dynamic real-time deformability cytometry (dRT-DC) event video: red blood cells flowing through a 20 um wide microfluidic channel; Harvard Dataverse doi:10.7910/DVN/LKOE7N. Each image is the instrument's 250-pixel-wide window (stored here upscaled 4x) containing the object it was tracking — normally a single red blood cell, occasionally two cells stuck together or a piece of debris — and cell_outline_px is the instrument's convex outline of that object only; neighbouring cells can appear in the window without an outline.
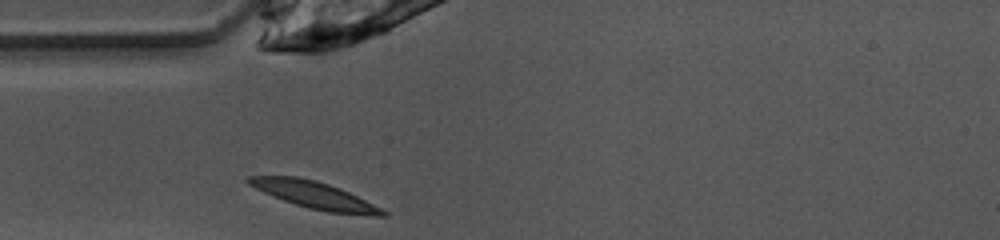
{"species": "common noctule bat (a hibernating species)", "species_latin": "Nyctalus noctula", "temperature_condition": "warm", "stored_images_in_passage": 26, "camera_frame_rate_fps": 3000, "um_per_image_px": 0.085, "animal": {"sex": "female", "body_mass_g": 10.0, "forearm_length_mm": 53.1}, "frame": {"image": 1, "passage_image": 1, "time_ms": 0.0, "image_size_px": [1000, 240], "cell_outline_px": [[388, 216], [376, 216], [328, 212], [308, 208], [284, 200], [264, 192], [248, 184], [244, 180], [248, 176], [296, 176], [316, 180], [340, 188], [388, 212]], "centroid_in_image_um": [26.72, 16.58], "position_along_channel_um": 58.3, "area_um2": 20.81}}
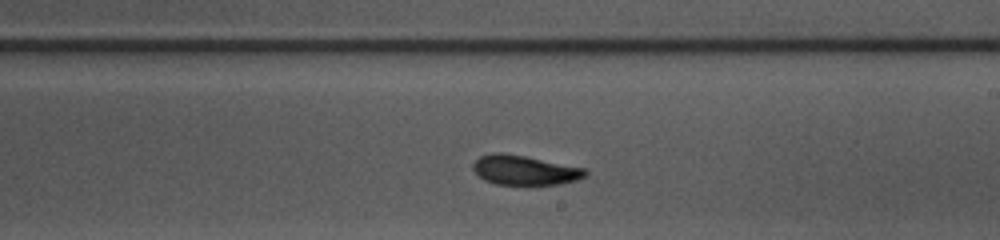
{"frame": {"image": 2, "passage_image": 15, "time_ms": 4.667, "image_size_px": [1000, 240], "cell_outline_px": [[588, 176], [576, 180], [560, 184], [496, 184], [484, 180], [472, 168], [472, 164], [480, 156], [496, 152], [500, 152], [524, 156], [584, 168], [588, 172]], "centroid_in_image_um": [44.6, 14.46], "position_along_channel_um": 244.4, "area_um2": 19.13}}
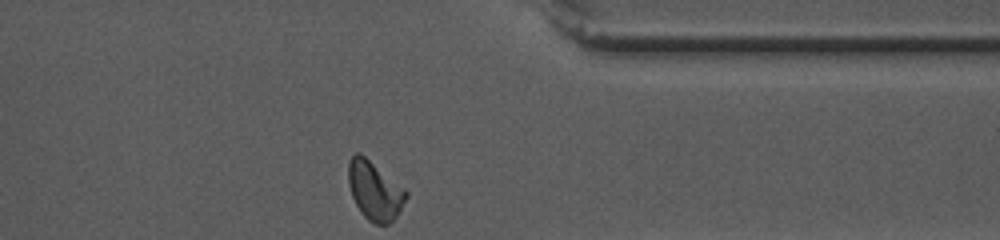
{"frame": {"image": 3, "passage_image": 26, "time_ms": 8.333, "image_size_px": [1000, 240], "cell_outline_px": [[408, 196], [400, 212], [388, 224], [376, 224], [368, 220], [360, 212], [352, 196], [348, 184], [348, 164], [352, 156], [356, 152], [360, 152], [404, 188], [408, 192]], "centroid_in_image_um": [31.84, 16.21], "position_along_channel_um": 379.6, "area_um2": 19.71}, "authors_computed_cell_mechanics": {"area_um2": 19.5364, "velocity_mm_per_s": 3.9918, "shape_relaxation_time_tau1_ms": 3.4563, "shape_relaxation_time_tau2_ms": 2.8789, "deformation_change_tau1": 0.1646, "deformation_change_tau2": 0.0984}}